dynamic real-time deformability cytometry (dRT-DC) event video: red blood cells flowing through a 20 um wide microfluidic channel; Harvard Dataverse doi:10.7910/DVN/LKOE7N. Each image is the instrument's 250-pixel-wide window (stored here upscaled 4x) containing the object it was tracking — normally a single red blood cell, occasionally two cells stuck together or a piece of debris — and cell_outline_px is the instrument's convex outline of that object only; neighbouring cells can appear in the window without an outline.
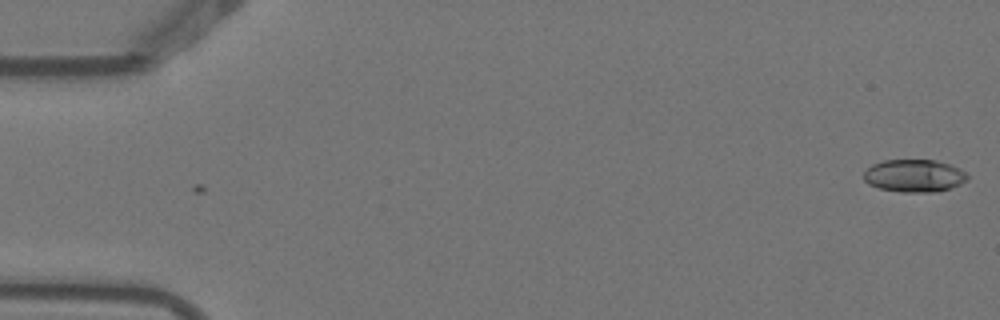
{"species": "Egyptian fruit bat (a non-hibernating species)", "species_latin": "Rousettus aegyptiacus", "temperature_condition": "warm", "stored_images_in_passage": 2, "camera_frame_rate_fps": 3000, "um_per_image_px": 0.085, "animal": {"sex": "female"}, "frame": {"image": 1, "passage_image": 2, "time_ms": 0.333, "image_size_px": [1000, 320], "cell_outline_px": [[968, 180], [960, 184], [948, 188], [932, 192], [900, 192], [880, 188], [868, 184], [864, 180], [864, 172], [872, 164], [884, 160], [936, 160], [960, 168], [968, 176]], "centroid_in_image_um": [77.69, 14.93], "position_along_channel_um": 7.3, "area_um2": 19.59}}